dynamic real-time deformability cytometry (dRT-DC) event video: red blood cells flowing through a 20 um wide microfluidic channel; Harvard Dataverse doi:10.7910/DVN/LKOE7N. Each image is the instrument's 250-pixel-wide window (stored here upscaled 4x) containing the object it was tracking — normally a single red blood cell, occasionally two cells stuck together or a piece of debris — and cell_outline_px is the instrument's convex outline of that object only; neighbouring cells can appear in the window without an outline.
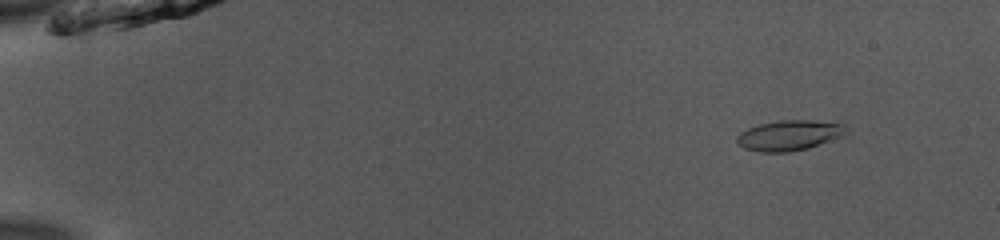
{"species": "common noctule bat (a hibernating species)", "species_latin": "Nyctalus noctula", "temperature_condition": "room temperature", "stored_images_in_passage": 52, "camera_frame_rate_fps": 3000, "um_per_image_px": 0.085, "animal": {"sex": "male", "body_mass_g": 13.0, "forearm_length_mm": 53.1}, "frame": {"image": 1, "passage_image": 6, "time_ms": 1.667, "image_size_px": [1000, 240], "cell_outline_px": [[848, 128], [840, 136], [808, 148], [788, 152], [760, 152], [744, 148], [736, 140], [736, 136], [740, 132], [748, 128], [760, 124], [780, 120], [808, 120], [844, 124]], "centroid_in_image_um": [67.04, 11.5], "position_along_channel_um": 18.0, "area_um2": 18.96}}
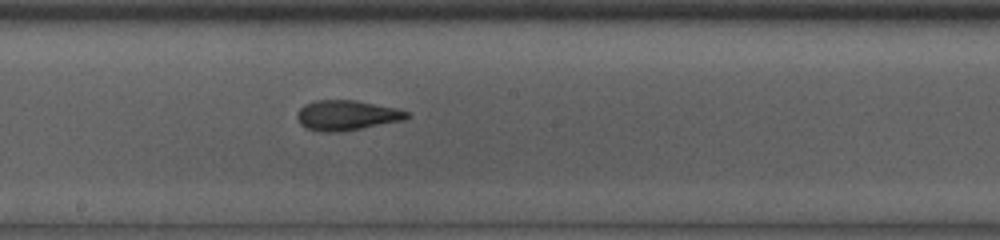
{"frame": {"image": 2, "passage_image": 30, "time_ms": 9.667, "image_size_px": [1000, 240], "cell_outline_px": [[412, 116], [404, 120], [340, 132], [320, 132], [308, 128], [300, 124], [296, 116], [300, 108], [304, 104], [316, 100], [356, 100], [396, 108], [408, 112]], "centroid_in_image_um": [29.47, 9.8], "position_along_channel_um": 218.7, "area_um2": 19.25}}
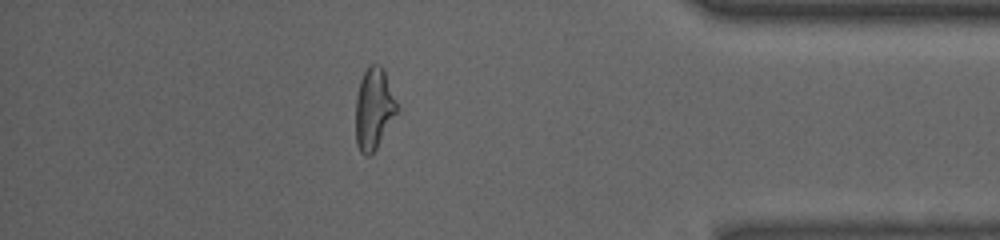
{"frame": {"image": 3, "passage_image": 46, "time_ms": 15.0, "image_size_px": [1000, 240], "cell_outline_px": [[400, 108], [376, 148], [368, 156], [364, 156], [360, 152], [356, 144], [356, 96], [360, 80], [364, 72], [372, 64], [380, 64], [384, 68]], "centroid_in_image_um": [31.79, 9.22], "position_along_channel_um": 403.4, "area_um2": 19.77}, "authors_computed_cell_mechanics": {"area_um2": 19.1029, "velocity_mm_per_s": 3.9628, "shape_relaxation_time_tau1_ms": 3.6734, "shape_relaxation_time_tau2_ms": 2.6891, "deformation_change_tau1": 0.1549, "deformation_change_tau2": 0.0868}}